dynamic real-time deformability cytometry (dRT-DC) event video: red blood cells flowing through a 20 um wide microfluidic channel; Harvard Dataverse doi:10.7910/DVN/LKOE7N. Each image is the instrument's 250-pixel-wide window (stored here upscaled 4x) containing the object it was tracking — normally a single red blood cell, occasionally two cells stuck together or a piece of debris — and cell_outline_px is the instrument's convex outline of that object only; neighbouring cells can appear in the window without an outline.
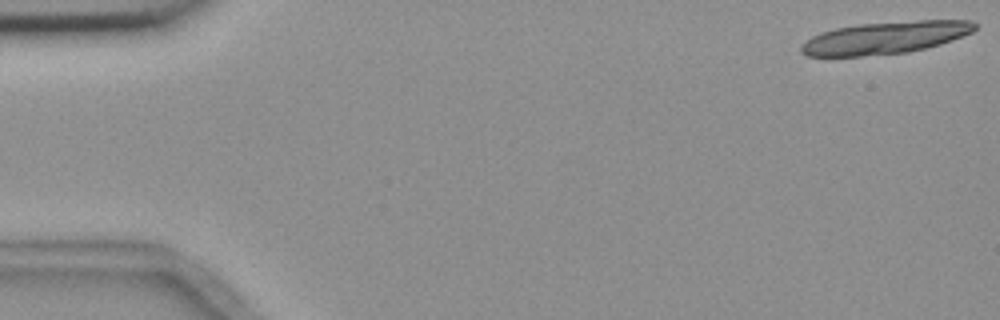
{"species": "common noctule bat (a hibernating species)", "species_latin": "Nyctalus noctula", "temperature_condition": "room temperature", "stored_images_in_passage": 6, "camera_frame_rate_fps": 3000, "um_per_image_px": 0.085, "animal": {"sex": "female", "body_mass_g": 18.4}, "frame": {"image": 1, "passage_image": 1, "time_ms": 0.0, "image_size_px": [1000, 320], "cell_outline_px": [[976, 28], [972, 32], [952, 40], [940, 44], [908, 52], [860, 56], [808, 56], [800, 52], [800, 48], [812, 36], [820, 32], [836, 28], [856, 24], [920, 20], [972, 20], [976, 24]], "centroid_in_image_um": [75.25, 3.2], "position_along_channel_um": 9.7, "area_um2": 32.54}}